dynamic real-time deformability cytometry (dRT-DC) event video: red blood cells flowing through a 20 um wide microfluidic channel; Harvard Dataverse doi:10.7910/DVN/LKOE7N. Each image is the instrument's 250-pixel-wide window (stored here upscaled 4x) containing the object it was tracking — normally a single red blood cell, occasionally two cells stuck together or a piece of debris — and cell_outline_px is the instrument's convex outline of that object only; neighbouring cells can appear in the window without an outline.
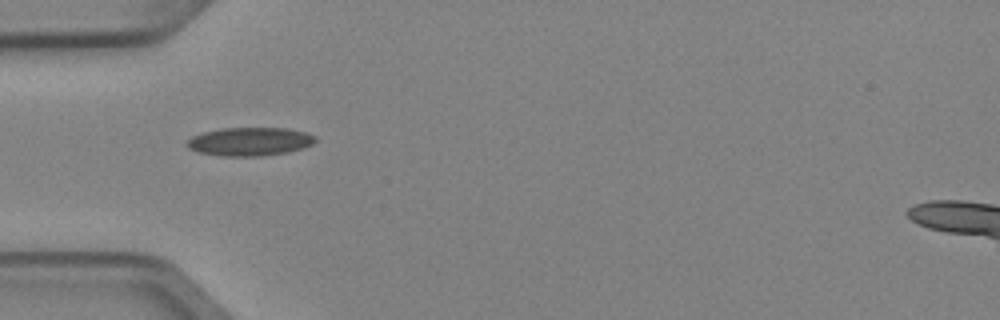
{"species": "Egyptian fruit bat (a non-hibernating species)", "species_latin": "Rousettus aegyptiacus", "temperature_condition": "cold", "stored_images_in_passage": 3, "camera_frame_rate_fps": 3000, "um_per_image_px": 0.085, "animal": {"sex": "female"}, "frame": {"image": 1, "passage_image": 1, "time_ms": 0.0, "image_size_px": [1000, 320], "cell_outline_px": [[316, 140], [312, 144], [304, 148], [288, 152], [260, 156], [220, 156], [200, 152], [188, 148], [184, 144], [192, 136], [204, 132], [220, 128], [288, 128], [304, 132], [316, 136]], "centroid_in_image_um": [21.23, 12.03], "position_along_channel_um": 63.8, "area_um2": 21.33}}
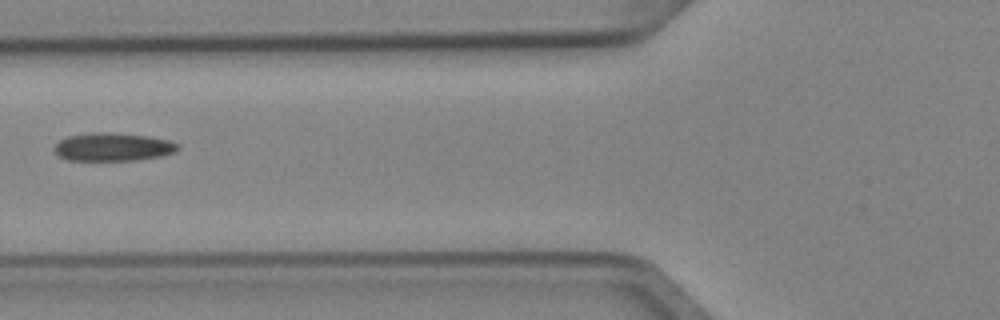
{"frame": {"image": 2, "passage_image": 2, "time_ms": 0.333, "image_size_px": [1000, 320], "cell_outline_px": [[180, 148], [176, 152], [160, 156], [136, 160], [68, 160], [60, 156], [52, 148], [60, 140], [68, 136], [92, 132], [112, 132], [148, 136], [168, 140], [180, 144]], "centroid_in_image_um": [9.62, 12.48], "position_along_channel_um": 116.2, "area_um2": 20.35}}
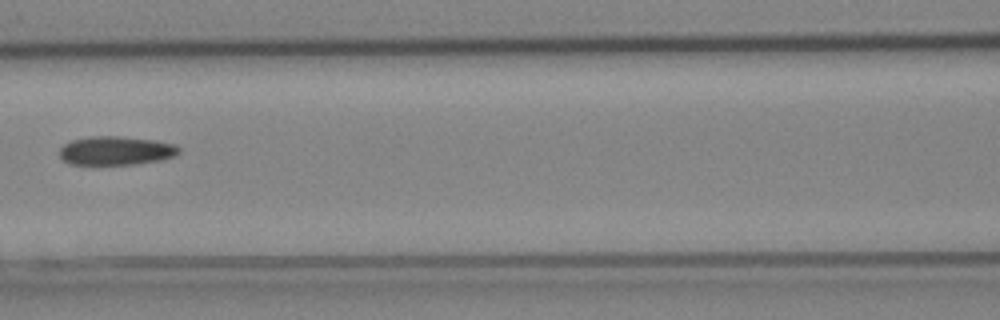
{"frame": {"image": 3, "passage_image": 3, "time_ms": 0.667, "image_size_px": [1000, 320], "cell_outline_px": [[180, 152], [176, 156], [160, 160], [136, 164], [92, 168], [68, 164], [60, 156], [60, 148], [64, 144], [72, 140], [92, 136], [116, 136], [152, 140], [176, 144], [180, 148]], "centroid_in_image_um": [9.81, 12.87], "position_along_channel_um": 156.8, "area_um2": 20.92}}